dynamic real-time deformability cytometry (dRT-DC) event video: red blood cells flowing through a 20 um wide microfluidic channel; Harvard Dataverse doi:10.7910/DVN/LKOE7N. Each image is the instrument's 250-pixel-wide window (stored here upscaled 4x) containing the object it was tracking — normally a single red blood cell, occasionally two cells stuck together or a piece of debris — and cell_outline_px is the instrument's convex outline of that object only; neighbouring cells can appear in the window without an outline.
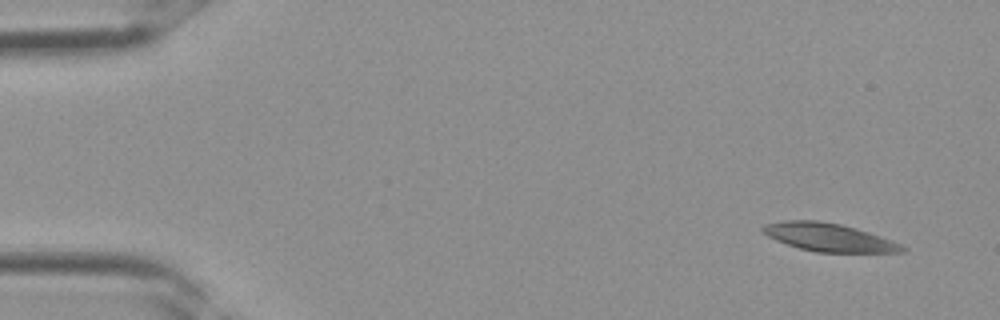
{"species": "Egyptian fruit bat (a non-hibernating species)", "species_latin": "Rousettus aegyptiacus", "temperature_condition": "room temperature", "stored_images_in_passage": 3, "camera_frame_rate_fps": 3000, "um_per_image_px": 0.085, "frame": {"image": 1, "passage_image": 1, "time_ms": 0.0, "image_size_px": [1000, 320], "cell_outline_px": [[908, 252], [816, 252], [800, 248], [776, 240], [760, 232], [760, 228], [764, 224], [784, 220], [816, 220], [840, 224], [856, 228], [892, 240], [908, 248]], "centroid_in_image_um": [70.44, 20.17], "position_along_channel_um": 14.6, "area_um2": 22.83}}
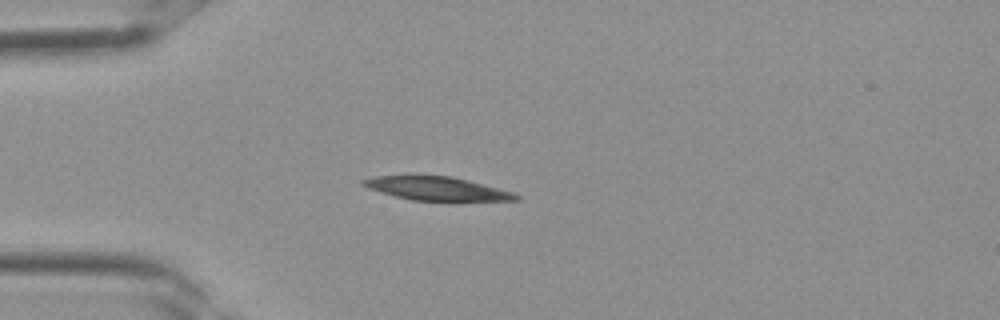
{"frame": {"image": 2, "passage_image": 3, "time_ms": 0.667, "image_size_px": [1000, 320], "cell_outline_px": [[520, 200], [412, 200], [380, 192], [368, 188], [360, 184], [360, 180], [372, 176], [452, 176], [468, 180], [512, 192], [520, 196]], "centroid_in_image_um": [37.07, 16.02], "position_along_channel_um": 47.9, "area_um2": 20.52}}